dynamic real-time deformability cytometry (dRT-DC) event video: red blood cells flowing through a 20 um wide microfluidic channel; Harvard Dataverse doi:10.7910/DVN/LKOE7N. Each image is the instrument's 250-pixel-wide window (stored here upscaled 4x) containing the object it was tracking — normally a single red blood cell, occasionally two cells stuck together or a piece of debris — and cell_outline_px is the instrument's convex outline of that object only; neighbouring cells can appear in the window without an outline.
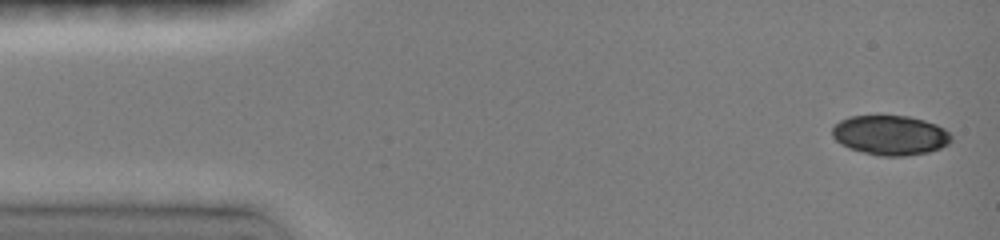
{"species": "common noctule bat (a hibernating species)", "species_latin": "Nyctalus noctula", "temperature_condition": "room temperature", "stored_images_in_passage": 11, "camera_frame_rate_fps": 3000, "um_per_image_px": 0.085, "animal": {"sex": "female", "body_mass_g": 19.0, "forearm_length_mm": 51.5}, "frame": {"image": 1, "passage_image": 1, "time_ms": 0.0, "image_size_px": [1000, 240], "cell_outline_px": [[952, 140], [948, 144], [940, 148], [928, 152], [904, 156], [880, 156], [864, 152], [852, 148], [836, 140], [832, 136], [832, 128], [840, 120], [848, 116], [908, 116], [924, 120], [936, 124], [944, 128], [952, 136]], "centroid_in_image_um": [75.7, 11.48], "position_along_channel_um": 9.3, "area_um2": 27.34}}